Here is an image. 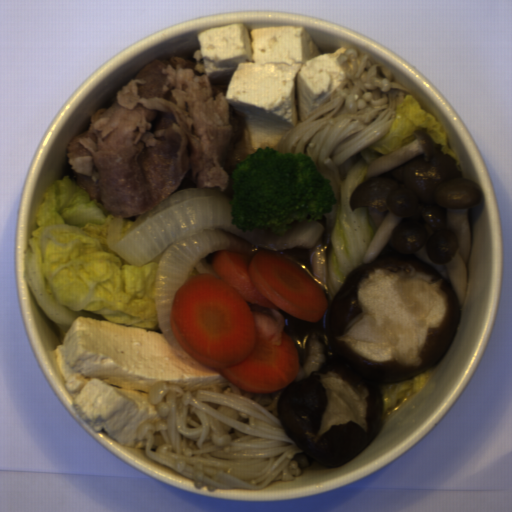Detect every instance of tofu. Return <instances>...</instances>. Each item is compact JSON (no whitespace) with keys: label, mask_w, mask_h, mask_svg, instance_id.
Instances as JSON below:
<instances>
[{"label":"tofu","mask_w":512,"mask_h":512,"mask_svg":"<svg viewBox=\"0 0 512 512\" xmlns=\"http://www.w3.org/2000/svg\"><path fill=\"white\" fill-rule=\"evenodd\" d=\"M196 36L205 75L228 79L225 100L244 116L252 150L274 149L347 79V48L322 53L303 26L229 23Z\"/></svg>","instance_id":"obj_1"},{"label":"tofu","mask_w":512,"mask_h":512,"mask_svg":"<svg viewBox=\"0 0 512 512\" xmlns=\"http://www.w3.org/2000/svg\"><path fill=\"white\" fill-rule=\"evenodd\" d=\"M80 418L122 446H134L146 422H159L149 391L164 382L198 391L225 381L182 361L162 332L79 315L53 352Z\"/></svg>","instance_id":"obj_2"}]
</instances>
